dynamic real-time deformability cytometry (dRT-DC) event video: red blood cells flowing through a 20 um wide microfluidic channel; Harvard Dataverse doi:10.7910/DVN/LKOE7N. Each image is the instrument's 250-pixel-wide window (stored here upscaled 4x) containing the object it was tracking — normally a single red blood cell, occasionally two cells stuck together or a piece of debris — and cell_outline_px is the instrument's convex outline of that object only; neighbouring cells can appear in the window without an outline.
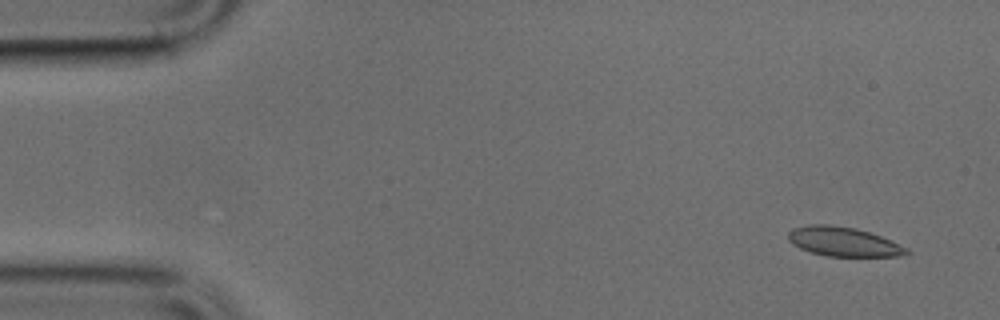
{"species": "common noctule bat (a hibernating species)", "species_latin": "Nyctalus noctula", "temperature_condition": "cold", "stored_images_in_passage": 49, "camera_frame_rate_fps": 3000, "um_per_image_px": 0.085, "animal": {"sex": "male", "body_mass_g": 17.9, "forearm_length_mm": 54.2}, "frame": {"image": 1, "passage_image": 3, "time_ms": 0.667, "image_size_px": [1000, 320], "cell_outline_px": [[912, 252], [896, 256], [828, 256], [812, 252], [800, 248], [792, 244], [788, 240], [788, 232], [792, 228], [808, 224], [828, 224], [856, 228], [880, 236], [908, 248]], "centroid_in_image_um": [71.65, 20.53], "position_along_channel_um": 13.3, "area_um2": 20.11}}
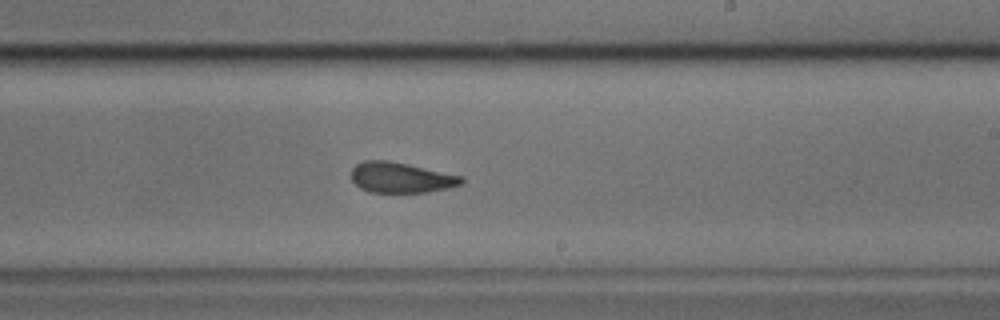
{"frame": {"image": 2, "passage_image": 29, "time_ms": 9.333, "image_size_px": [1000, 320], "cell_outline_px": [[464, 184], [448, 188], [428, 192], [372, 192], [360, 188], [352, 180], [352, 168], [356, 164], [364, 160], [388, 160], [408, 164], [464, 176]], "centroid_in_image_um": [34.12, 15.09], "position_along_channel_um": 254.9, "area_um2": 19.65}}
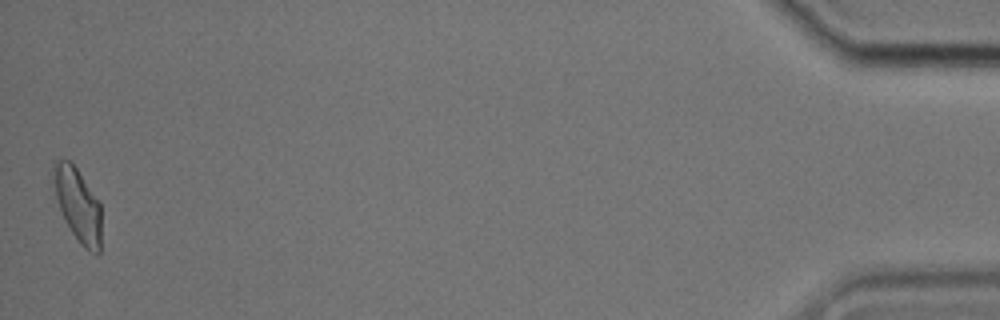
{"frame": {"image": 3, "passage_image": 49, "time_ms": 16.0, "image_size_px": [1000, 320], "cell_outline_px": [[100, 252], [96, 256], [88, 252], [80, 244], [64, 220], [56, 196], [52, 168], [52, 164], [56, 160], [72, 160], [100, 204]], "centroid_in_image_um": [6.61, 17.42], "position_along_channel_um": 428.6, "area_um2": 20.46}}